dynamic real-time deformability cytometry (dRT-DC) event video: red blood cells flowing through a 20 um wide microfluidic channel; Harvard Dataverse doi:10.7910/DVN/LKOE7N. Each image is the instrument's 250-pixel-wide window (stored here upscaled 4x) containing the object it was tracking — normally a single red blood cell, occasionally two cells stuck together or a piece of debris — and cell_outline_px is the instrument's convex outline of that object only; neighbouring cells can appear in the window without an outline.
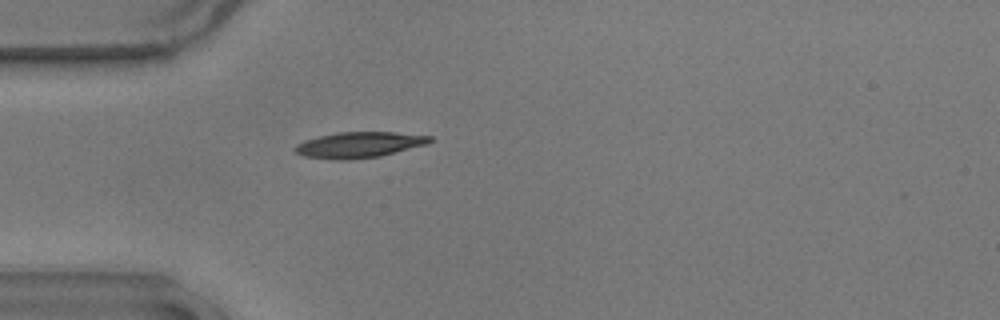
{"species": "common noctule bat (a hibernating species)", "species_latin": "Nyctalus noctula", "temperature_condition": "warm", "stored_images_in_passage": 42, "camera_frame_rate_fps": 3000, "um_per_image_px": 0.085, "animal": {"sex": "male", "body_mass_g": 17.9}, "frame": {"image": 1, "passage_image": 2, "time_ms": 0.333, "image_size_px": [1000, 320], "cell_outline_px": [[432, 140], [428, 144], [380, 156], [348, 160], [340, 160], [304, 156], [296, 152], [292, 148], [296, 144], [304, 140], [320, 136], [340, 132], [396, 132], [432, 136]], "centroid_in_image_um": [30.53, 12.31], "position_along_channel_um": 54.5, "area_um2": 20.23}}
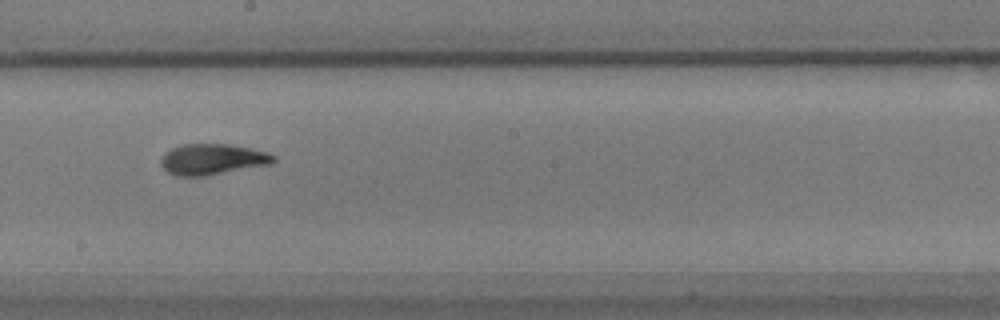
{"frame": {"image": 2, "passage_image": 17, "time_ms": 5.333, "image_size_px": [1000, 320], "cell_outline_px": [[276, 160], [272, 164], [204, 176], [176, 176], [168, 172], [160, 164], [160, 160], [172, 148], [180, 144], [228, 144], [252, 148], [268, 152], [276, 156]], "centroid_in_image_um": [18.1, 13.54], "position_along_channel_um": 230.1, "area_um2": 20.29}}
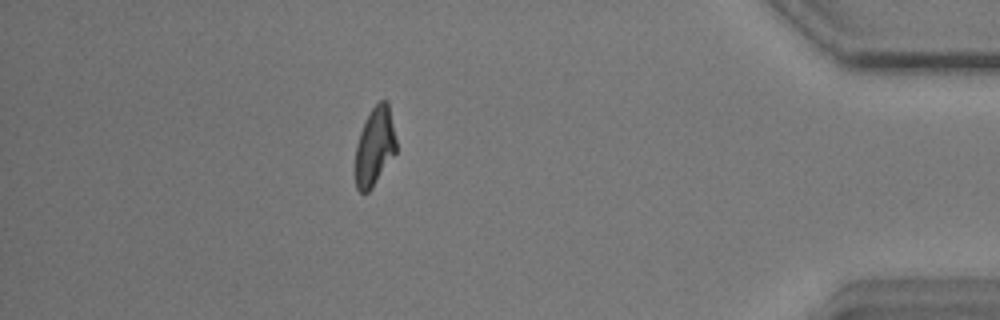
{"frame": {"image": 3, "passage_image": 35, "time_ms": 11.333, "image_size_px": [1000, 320], "cell_outline_px": [[396, 152], [372, 188], [368, 192], [360, 192], [356, 188], [356, 144], [364, 120], [372, 108], [380, 100], [388, 100], [396, 140]], "centroid_in_image_um": [31.85, 12.43], "position_along_channel_um": 403.3, "area_um2": 18.61}, "authors_computed_cell_mechanics": {"area_um2": 19.6231, "velocity_mm_per_s": 3.6283, "shape_relaxation_time_tau1_ms": 4.4577, "shape_relaxation_time_tau2_ms": 1.4407, "deformation_change_tau1": 0.1818, "deformation_change_tau2": 0.0804}}